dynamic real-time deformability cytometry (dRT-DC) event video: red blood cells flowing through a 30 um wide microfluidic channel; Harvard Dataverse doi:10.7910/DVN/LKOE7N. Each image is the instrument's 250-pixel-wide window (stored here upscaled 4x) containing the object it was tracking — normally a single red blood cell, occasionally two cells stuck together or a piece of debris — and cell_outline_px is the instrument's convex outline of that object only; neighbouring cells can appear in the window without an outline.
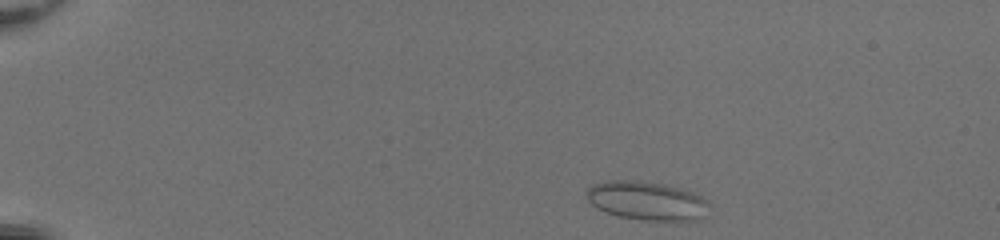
{"species": "common noctule bat (a hibernating species)", "species_latin": "Nyctalus noctula", "temperature_condition": "room temperature", "stored_images_in_passage": 43, "camera_frame_rate_fps": 3000, "um_per_image_px": 0.085, "animal": {"sex": "female", "body_mass_g": 20.0, "forearm_length_mm": 54.0}, "frame": {"image": 1, "passage_image": 2, "time_ms": 0.333, "image_size_px": [1000, 240], "cell_outline_px": [[712, 204], [708, 216], [700, 220], [640, 220], [620, 216], [596, 208], [588, 200], [588, 188], [592, 184], [608, 180], [636, 180], [664, 184], [680, 188], [692, 192], [708, 200]], "centroid_in_image_um": [55.07, 17.07], "position_along_channel_um": 29.9, "area_um2": 27.98}}
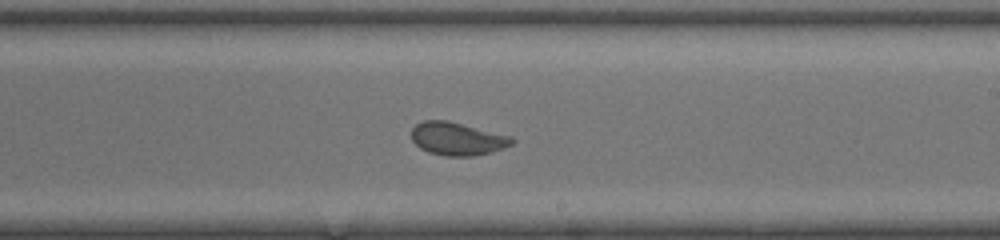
{"frame": {"image": 2, "passage_image": 25, "time_ms": 8.0, "image_size_px": [1000, 240], "cell_outline_px": [[516, 140], [512, 144], [504, 148], [492, 152], [472, 156], [444, 156], [428, 152], [420, 148], [412, 140], [412, 128], [416, 124], [424, 120], [448, 120], [512, 136]], "centroid_in_image_um": [38.89, 11.79], "position_along_channel_um": 250.1, "area_um2": 19.48}}
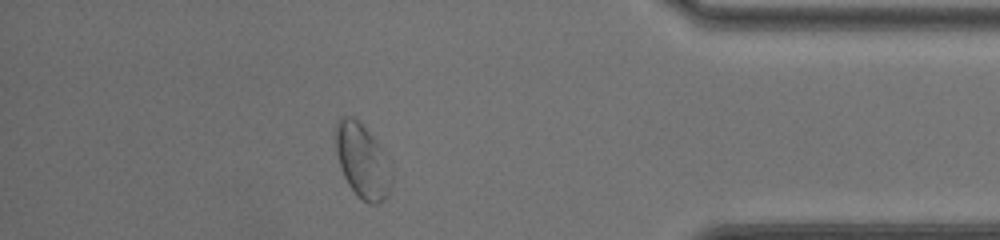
{"frame": {"image": 3, "passage_image": 38, "time_ms": 12.333, "image_size_px": [1000, 240], "cell_outline_px": [[392, 180], [388, 196], [380, 204], [368, 204], [356, 196], [348, 184], [340, 168], [336, 152], [336, 120], [344, 116], [352, 116], [380, 144], [392, 164]], "centroid_in_image_um": [30.84, 13.73], "position_along_channel_um": 404.4, "area_um2": 24.62}}